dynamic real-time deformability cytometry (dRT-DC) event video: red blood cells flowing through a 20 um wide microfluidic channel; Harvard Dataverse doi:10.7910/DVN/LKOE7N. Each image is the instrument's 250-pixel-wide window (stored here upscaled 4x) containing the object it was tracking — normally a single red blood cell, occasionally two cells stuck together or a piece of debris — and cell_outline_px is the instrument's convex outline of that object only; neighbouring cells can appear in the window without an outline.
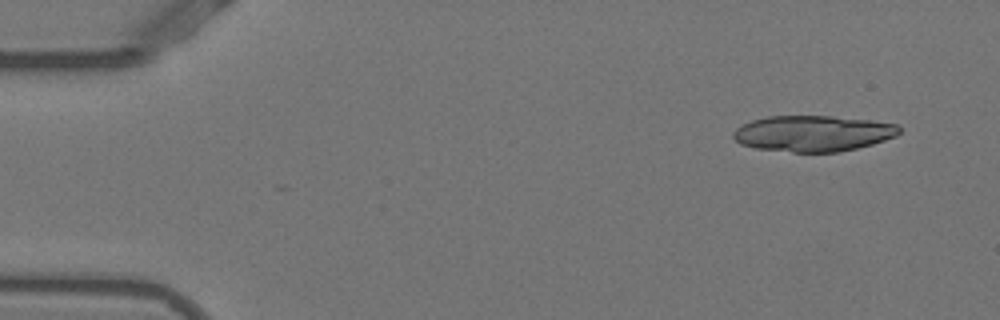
{"species": "Egyptian fruit bat (a non-hibernating species)", "species_latin": "Rousettus aegyptiacus", "temperature_condition": "warm", "stored_images_in_passage": 12, "camera_frame_rate_fps": 3000, "um_per_image_px": 0.085, "animal": {"sex": "female"}, "frame": {"image": 1, "passage_image": 1, "time_ms": 0.0, "image_size_px": [1000, 320], "cell_outline_px": [[900, 132], [896, 136], [872, 144], [840, 152], [792, 152], [756, 148], [740, 144], [732, 136], [732, 132], [736, 128], [752, 120], [768, 116], [832, 116], [872, 120], [900, 124]], "centroid_in_image_um": [69.12, 11.34], "position_along_channel_um": 15.9, "area_um2": 34.91}}